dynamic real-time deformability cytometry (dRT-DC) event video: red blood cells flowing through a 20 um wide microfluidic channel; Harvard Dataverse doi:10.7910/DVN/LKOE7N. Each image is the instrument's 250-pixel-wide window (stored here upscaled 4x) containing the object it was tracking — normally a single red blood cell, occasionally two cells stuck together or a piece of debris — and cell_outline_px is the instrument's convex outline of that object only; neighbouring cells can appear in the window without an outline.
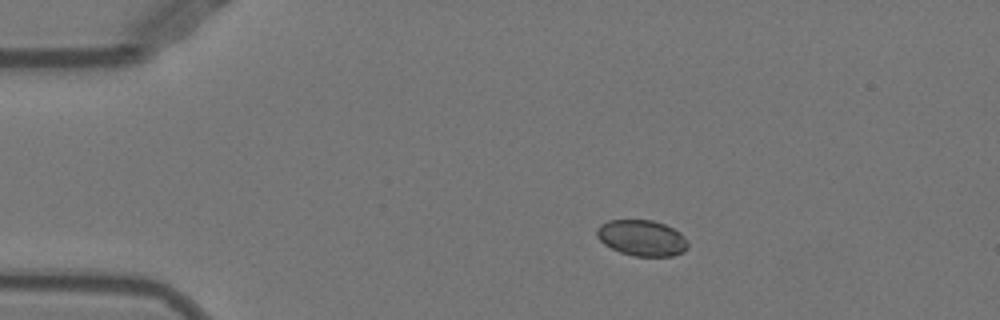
{"species": "Egyptian fruit bat (a non-hibernating species)", "species_latin": "Rousettus aegyptiacus", "temperature_condition": "warm", "stored_images_in_passage": 34, "camera_frame_rate_fps": 3000, "um_per_image_px": 0.085, "animal": {"sex": "female"}, "frame": {"image": 1, "passage_image": 1, "time_ms": 0.0, "image_size_px": [1000, 320], "cell_outline_px": [[688, 248], [684, 252], [672, 256], [632, 256], [620, 252], [604, 244], [596, 236], [596, 228], [600, 224], [608, 220], [652, 220], [664, 224], [680, 232], [688, 240]], "centroid_in_image_um": [54.56, 20.23], "position_along_channel_um": 30.4, "area_um2": 19.25}}
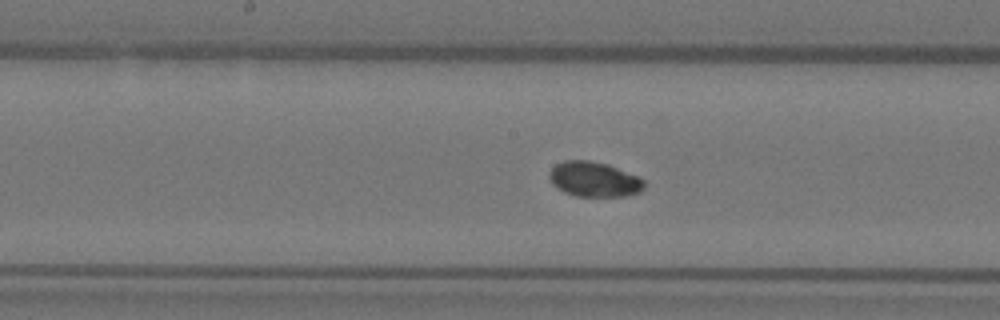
{"frame": {"image": 2, "passage_image": 18, "time_ms": 5.667, "image_size_px": [1000, 320], "cell_outline_px": [[644, 188], [640, 192], [628, 196], [576, 196], [564, 192], [556, 188], [552, 184], [548, 176], [548, 172], [556, 164], [564, 160], [588, 160], [608, 164], [636, 176], [644, 180]], "centroid_in_image_um": [50.46, 15.24], "position_along_channel_um": 197.7, "area_um2": 19.42}}
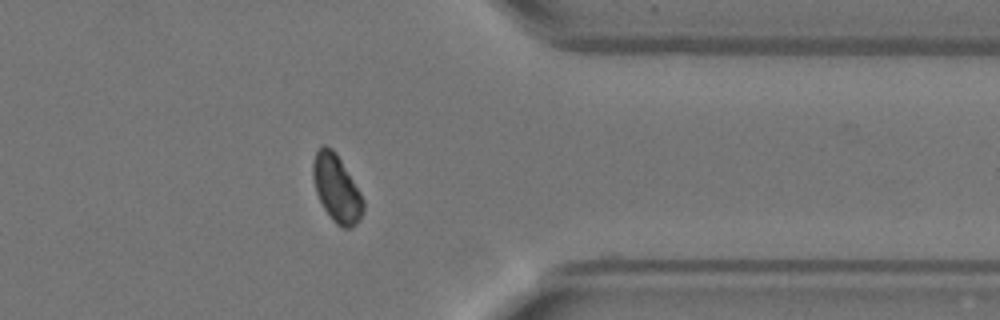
{"frame": {"image": 3, "passage_image": 33, "time_ms": 10.667, "image_size_px": [1000, 320], "cell_outline_px": [[364, 208], [360, 220], [352, 228], [344, 228], [336, 224], [332, 220], [324, 208], [316, 192], [312, 176], [312, 160], [316, 152], [324, 144], [332, 148], [336, 152], [360, 192], [364, 200]], "centroid_in_image_um": [28.61, 16.02], "position_along_channel_um": 382.8, "area_um2": 19.71}, "authors_computed_cell_mechanics": {"area_um2": 19.5942, "velocity_mm_per_s": 3.9211, "shape_relaxation_time_tau1_ms": 3.903, "shape_relaxation_time_tau2_ms": 5.5659, "deformation_change_tau1": 0.0708, "deformation_change_tau2": 0.039}}